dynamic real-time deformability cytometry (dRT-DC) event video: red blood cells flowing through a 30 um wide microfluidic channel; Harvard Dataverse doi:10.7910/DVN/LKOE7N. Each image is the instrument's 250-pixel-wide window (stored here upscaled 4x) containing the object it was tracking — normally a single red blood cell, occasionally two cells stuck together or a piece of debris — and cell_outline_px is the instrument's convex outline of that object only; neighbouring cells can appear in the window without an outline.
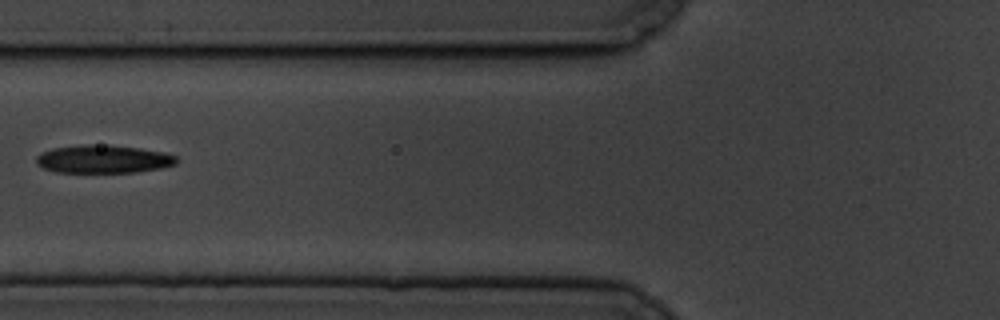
{"species": "common noctule bat (a hibernating species)", "species_latin": "Nyctalus noctula", "temperature_condition": "cold", "stored_images_in_passage": 10, "camera_frame_rate_fps": 3000, "um_per_image_px": 0.085, "animal": {"sex": "male", "body_mass_g": 19.5, "forearm_length_mm": 54.6}, "frame": {"image": 1, "passage_image": 6, "time_ms": 6.0, "image_size_px": [1000, 320], "cell_outline_px": [[176, 164], [160, 168], [136, 172], [56, 172], [44, 168], [36, 164], [36, 156], [40, 152], [52, 148], [88, 144], [108, 144], [140, 148], [164, 152], [176, 156]], "centroid_in_image_um": [8.75, 13.51], "position_along_channel_um": 117.0, "area_um2": 23.06}}
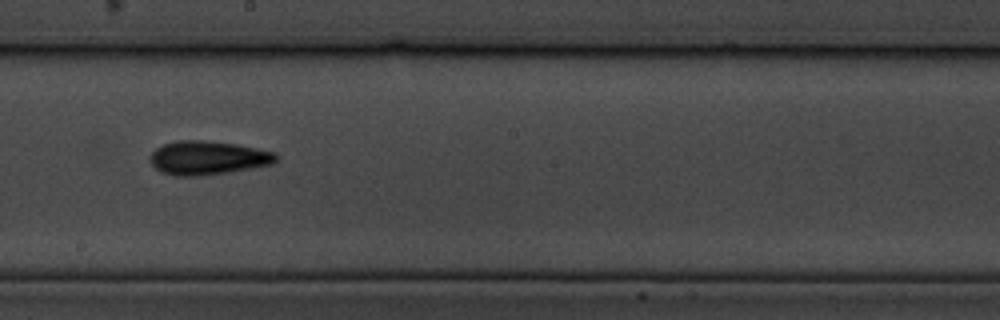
{"frame": {"image": 2, "passage_image": 9, "time_ms": 9.333, "image_size_px": [1000, 320], "cell_outline_px": [[276, 160], [272, 164], [252, 168], [196, 176], [176, 176], [160, 172], [148, 160], [148, 156], [156, 148], [164, 144], [176, 140], [200, 140], [236, 144], [276, 152]], "centroid_in_image_um": [17.61, 13.41], "position_along_channel_um": 230.6, "area_um2": 24.68}}
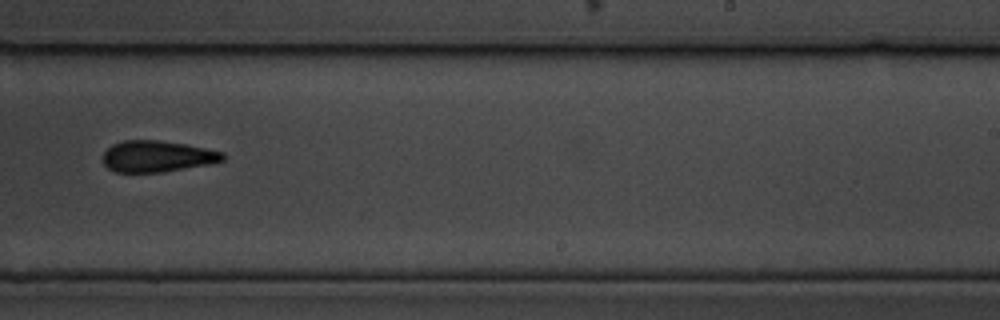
{"frame": {"image": 3, "passage_image": 10, "time_ms": 10.667, "image_size_px": [1000, 320], "cell_outline_px": [[224, 160], [212, 164], [160, 172], [116, 172], [108, 168], [104, 164], [104, 152], [112, 144], [120, 140], [160, 140], [184, 144], [224, 152]], "centroid_in_image_um": [13.36, 13.28], "position_along_channel_um": 275.6, "area_um2": 21.85}}